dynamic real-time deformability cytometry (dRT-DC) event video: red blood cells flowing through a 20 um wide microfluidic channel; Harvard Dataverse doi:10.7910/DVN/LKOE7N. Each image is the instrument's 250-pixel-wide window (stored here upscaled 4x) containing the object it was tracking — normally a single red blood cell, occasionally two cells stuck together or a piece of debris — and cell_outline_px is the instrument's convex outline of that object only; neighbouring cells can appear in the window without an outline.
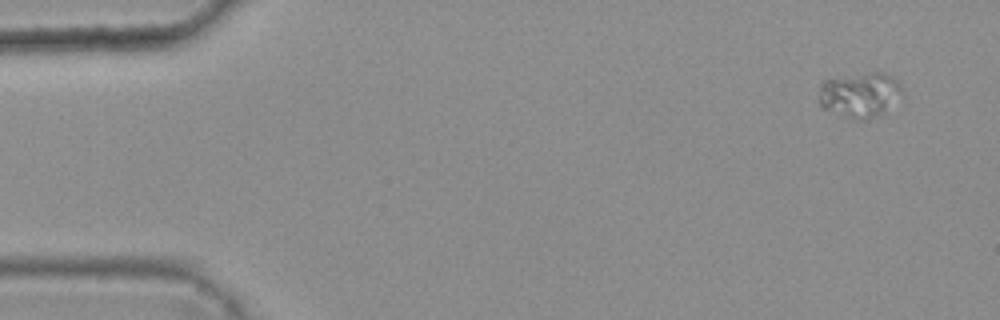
{"species": "common noctule bat (a hibernating species)", "species_latin": "Nyctalus noctula", "temperature_condition": "warm", "stored_images_in_passage": 5, "camera_frame_rate_fps": 3000, "um_per_image_px": 0.085, "animal": {"sex": "female", "body_mass_g": 25.1}, "frame": {"image": 1, "passage_image": 1, "time_ms": 0.0, "image_size_px": [1000, 320], "cell_outline_px": [[900, 88], [884, 112], [868, 120], [852, 120], [820, 108], [820, 84], [824, 80], [872, 72], [880, 72], [892, 76], [900, 84]], "centroid_in_image_um": [72.99, 8.08], "position_along_channel_um": 12.0, "area_um2": 21.27}}